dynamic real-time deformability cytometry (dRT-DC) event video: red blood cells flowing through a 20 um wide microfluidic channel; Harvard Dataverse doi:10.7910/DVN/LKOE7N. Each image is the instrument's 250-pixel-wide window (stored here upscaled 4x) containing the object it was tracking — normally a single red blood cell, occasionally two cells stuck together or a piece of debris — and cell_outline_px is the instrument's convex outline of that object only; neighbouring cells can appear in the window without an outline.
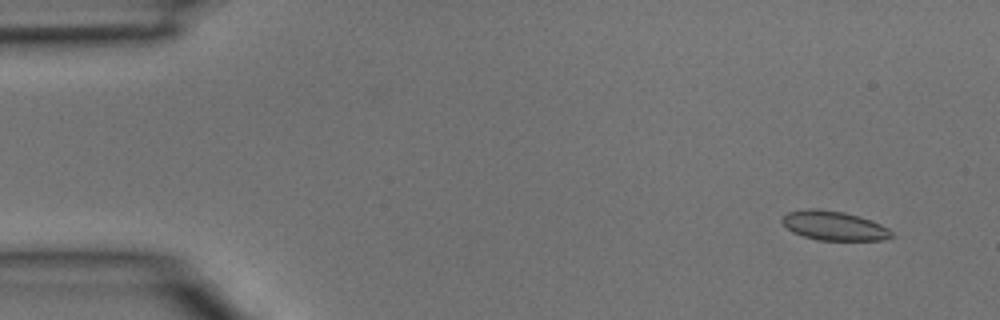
{"species": "common noctule bat (a hibernating species)", "species_latin": "Nyctalus noctula", "temperature_condition": "room temperature", "stored_images_in_passage": 3, "camera_frame_rate_fps": 3000, "um_per_image_px": 0.085, "animal": {"sex": "male", "body_mass_g": 15.6}, "frame": {"image": 1, "passage_image": 1, "time_ms": 0.0, "image_size_px": [1000, 320], "cell_outline_px": [[896, 236], [880, 240], [820, 240], [804, 236], [792, 232], [780, 220], [788, 212], [808, 208], [816, 208], [844, 212], [860, 216], [880, 224], [888, 228]], "centroid_in_image_um": [70.9, 19.18], "position_along_channel_um": 14.1, "area_um2": 18.61}}
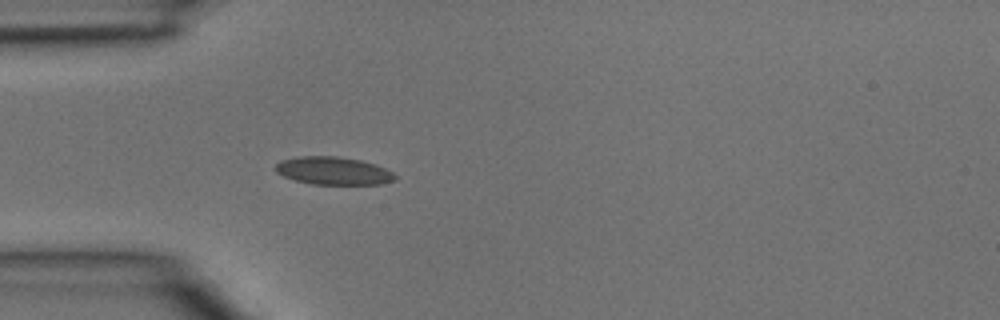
{"frame": {"image": 2, "passage_image": 3, "time_ms": 0.667, "image_size_px": [1000, 320], "cell_outline_px": [[396, 180], [380, 184], [312, 184], [296, 180], [284, 176], [276, 172], [276, 164], [280, 160], [300, 156], [336, 156], [360, 160], [376, 164], [392, 172], [396, 176]], "centroid_in_image_um": [28.34, 14.51], "position_along_channel_um": 56.7, "area_um2": 19.31}}